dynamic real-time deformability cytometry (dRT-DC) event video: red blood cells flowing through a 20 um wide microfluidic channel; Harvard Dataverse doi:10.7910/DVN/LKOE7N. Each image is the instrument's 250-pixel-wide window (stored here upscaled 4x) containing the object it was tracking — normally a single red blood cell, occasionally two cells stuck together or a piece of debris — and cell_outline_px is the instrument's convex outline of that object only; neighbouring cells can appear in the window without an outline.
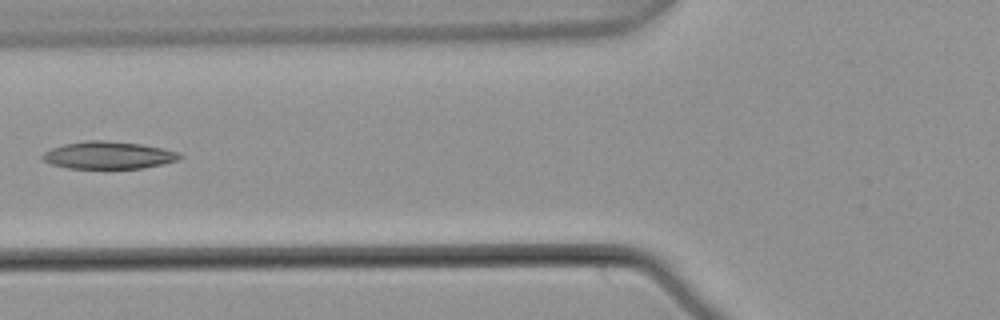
{"species": "common noctule bat (a hibernating species)", "species_latin": "Nyctalus noctula", "temperature_condition": "warm", "stored_images_in_passage": 6, "camera_frame_rate_fps": 3000, "um_per_image_px": 0.085, "animal": {"sex": "male", "body_mass_g": 21.5, "forearm_length_mm": 52.0}, "frame": {"image": 1, "passage_image": 6, "time_ms": 1.667, "image_size_px": [1000, 320], "cell_outline_px": [[184, 156], [176, 160], [144, 168], [68, 168], [52, 164], [40, 160], [40, 156], [44, 152], [52, 148], [64, 144], [88, 140], [104, 140], [140, 144], [160, 148], [176, 152]], "centroid_in_image_um": [9.14, 13.19], "position_along_channel_um": 116.7, "area_um2": 21.68}}